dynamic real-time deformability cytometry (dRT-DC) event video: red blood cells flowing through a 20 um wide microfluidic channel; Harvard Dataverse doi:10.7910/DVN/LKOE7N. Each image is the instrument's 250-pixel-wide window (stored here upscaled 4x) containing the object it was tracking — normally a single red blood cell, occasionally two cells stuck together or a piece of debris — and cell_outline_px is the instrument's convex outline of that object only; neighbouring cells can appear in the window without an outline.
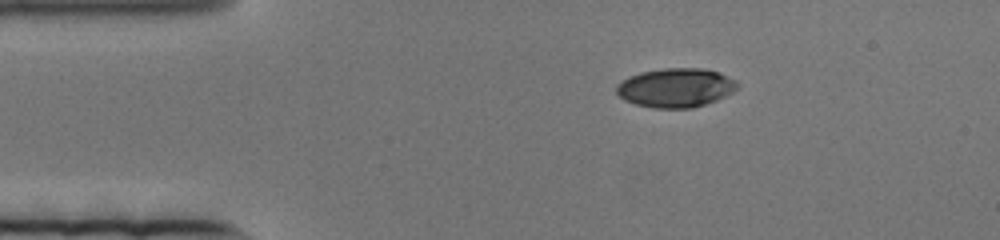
{"species": "human", "species_latin": "Homo sapiens", "temperature_condition": "cold", "stored_images_in_passage": 72, "camera_frame_rate_fps": 3000, "um_per_image_px": 0.085, "donor": {"sex": "female"}, "frame": {"image": 1, "passage_image": 1, "time_ms": 0.0, "image_size_px": [1000, 240], "cell_outline_px": [[740, 84], [732, 92], [716, 100], [692, 108], [652, 108], [636, 104], [624, 100], [616, 92], [616, 84], [628, 76], [640, 72], [664, 68], [704, 68], [716, 72], [736, 80]], "centroid_in_image_um": [57.4, 7.45], "position_along_channel_um": 27.6, "area_um2": 27.51}}
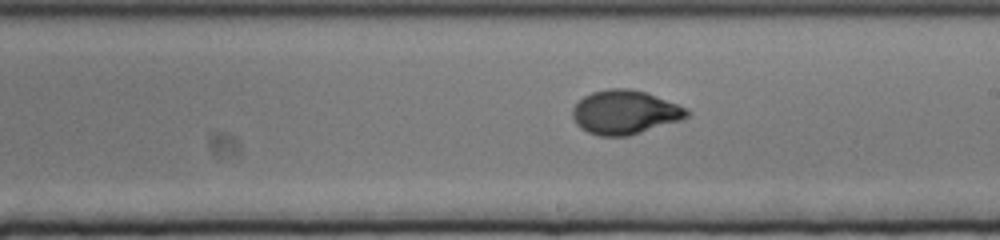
{"frame": {"image": 2, "passage_image": 34, "time_ms": 11.0, "image_size_px": [1000, 240], "cell_outline_px": [[692, 112], [688, 116], [680, 120], [628, 136], [600, 136], [588, 132], [580, 128], [576, 124], [572, 116], [572, 108], [584, 96], [592, 92], [608, 88], [628, 88], [644, 92], [688, 108]], "centroid_in_image_um": [53.1, 9.54], "position_along_channel_um": 235.9, "area_um2": 29.19}}
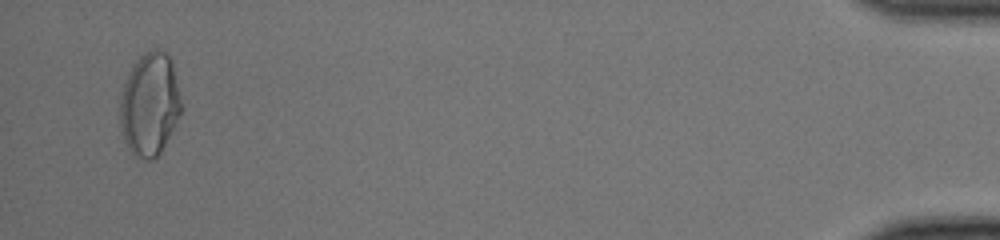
{"frame": {"image": 3, "passage_image": 69, "time_ms": 22.667, "image_size_px": [1000, 240], "cell_outline_px": [[180, 116], [160, 152], [152, 160], [148, 160], [132, 156], [124, 140], [120, 124], [120, 96], [124, 80], [128, 72], [140, 56], [144, 52], [152, 48], [156, 48], [164, 52], [172, 60], [180, 100]], "centroid_in_image_um": [12.69, 8.86], "position_along_channel_um": 422.5, "area_um2": 36.76}}